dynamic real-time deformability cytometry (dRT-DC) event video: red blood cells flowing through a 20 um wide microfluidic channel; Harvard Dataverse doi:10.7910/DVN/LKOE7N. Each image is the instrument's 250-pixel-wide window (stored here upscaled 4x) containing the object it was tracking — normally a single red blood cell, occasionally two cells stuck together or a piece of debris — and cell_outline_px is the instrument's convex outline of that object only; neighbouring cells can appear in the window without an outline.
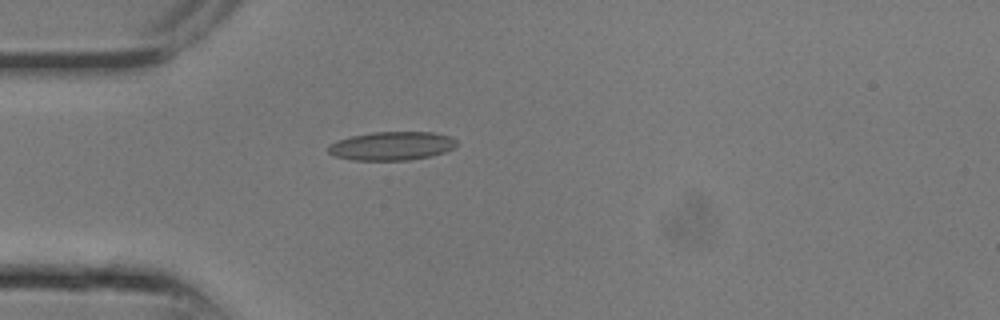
{"species": "common noctule bat (a hibernating species)", "species_latin": "Nyctalus noctula", "temperature_condition": "room temperature", "stored_images_in_passage": 3, "camera_frame_rate_fps": 3000, "um_per_image_px": 0.085, "animal": {"sex": "male", "body_mass_g": 13.3}, "frame": {"image": 1, "passage_image": 1, "time_ms": 0.0, "image_size_px": [1000, 320], "cell_outline_px": [[456, 144], [452, 148], [444, 152], [432, 156], [408, 160], [352, 160], [332, 156], [328, 152], [328, 144], [336, 140], [352, 136], [372, 132], [432, 132], [452, 136], [456, 140]], "centroid_in_image_um": [33.26, 12.4], "position_along_channel_um": 51.7, "area_um2": 21.56}}
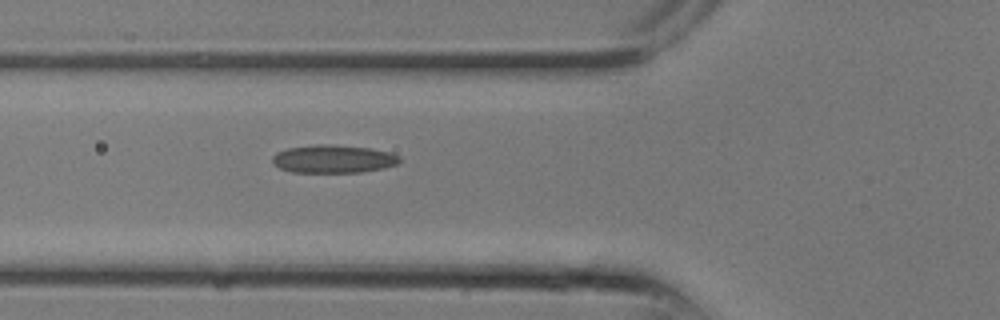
{"frame": {"image": 2, "passage_image": 3, "time_ms": 0.667, "image_size_px": [1000, 320], "cell_outline_px": [[400, 164], [384, 168], [360, 172], [292, 172], [280, 168], [272, 164], [272, 156], [276, 152], [288, 148], [316, 144], [328, 144], [372, 148], [388, 152], [400, 156]], "centroid_in_image_um": [28.33, 13.51], "position_along_channel_um": 97.5, "area_um2": 20.92}}